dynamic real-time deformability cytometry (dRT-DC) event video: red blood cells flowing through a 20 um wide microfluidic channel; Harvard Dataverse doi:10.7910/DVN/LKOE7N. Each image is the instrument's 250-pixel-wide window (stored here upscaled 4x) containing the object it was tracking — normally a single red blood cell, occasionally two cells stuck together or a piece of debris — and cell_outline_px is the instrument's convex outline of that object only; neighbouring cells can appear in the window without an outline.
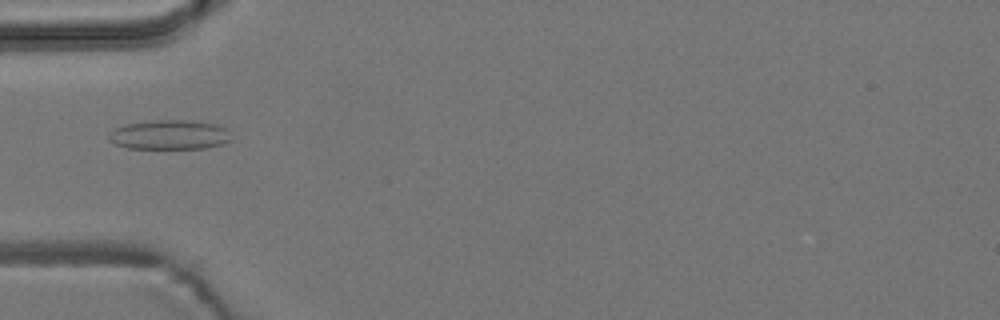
{"species": "common noctule bat (a hibernating species)", "species_latin": "Nyctalus noctula", "temperature_condition": "room temperature", "stored_images_in_passage": 5, "camera_frame_rate_fps": 3000, "um_per_image_px": 0.085, "animal": {"sex": "male", "body_mass_g": 19.2, "forearm_length_mm": 51.8}, "frame": {"image": 1, "passage_image": 5, "time_ms": 5.333, "image_size_px": [1000, 320], "cell_outline_px": [[232, 140], [220, 144], [204, 148], [128, 148], [116, 144], [108, 140], [108, 132], [116, 128], [128, 124], [156, 120], [192, 120], [216, 124], [228, 128]], "centroid_in_image_um": [14.44, 11.45], "position_along_channel_um": 70.6, "area_um2": 21.04}}